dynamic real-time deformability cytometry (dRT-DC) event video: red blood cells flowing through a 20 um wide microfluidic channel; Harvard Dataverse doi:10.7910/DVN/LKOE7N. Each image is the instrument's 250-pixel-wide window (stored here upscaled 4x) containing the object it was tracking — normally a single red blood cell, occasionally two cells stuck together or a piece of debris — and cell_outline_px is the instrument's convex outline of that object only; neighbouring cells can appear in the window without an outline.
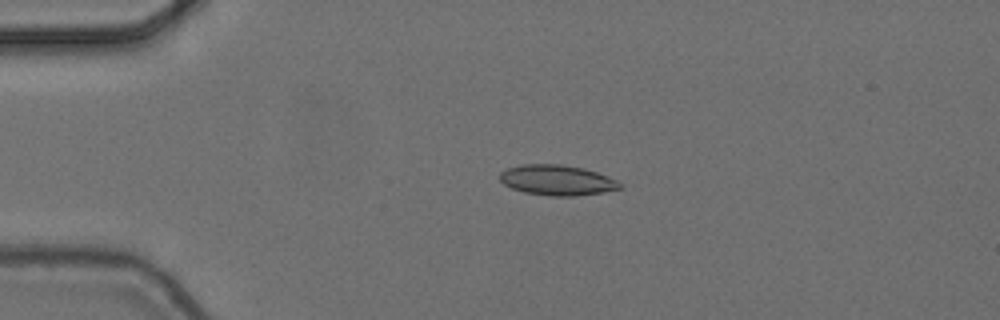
{"species": "common noctule bat (a hibernating species)", "species_latin": "Nyctalus noctula", "temperature_condition": "cold", "stored_images_in_passage": 4, "camera_frame_rate_fps": 3000, "um_per_image_px": 0.085, "animal": {"sex": "female", "body_mass_g": 24.6, "forearm_length_mm": 56.2}, "frame": {"image": 1, "passage_image": 3, "time_ms": 0.667, "image_size_px": [1000, 320], "cell_outline_px": [[624, 188], [576, 196], [552, 196], [524, 192], [512, 188], [504, 184], [500, 180], [500, 172], [508, 168], [520, 164], [560, 164], [584, 168], [608, 176], [624, 184]], "centroid_in_image_um": [47.37, 15.31], "position_along_channel_um": 37.6, "area_um2": 21.27}}